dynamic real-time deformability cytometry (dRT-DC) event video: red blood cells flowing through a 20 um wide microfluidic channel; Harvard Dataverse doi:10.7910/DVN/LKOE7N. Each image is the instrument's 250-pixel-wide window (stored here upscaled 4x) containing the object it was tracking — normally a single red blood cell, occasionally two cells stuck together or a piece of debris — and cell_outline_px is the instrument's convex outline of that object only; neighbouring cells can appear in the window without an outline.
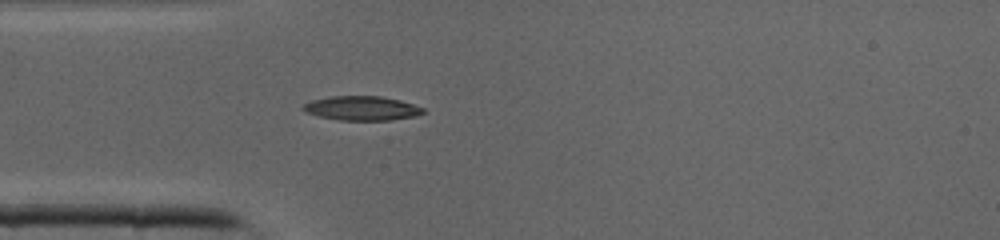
{"species": "common noctule bat (a hibernating species)", "species_latin": "Nyctalus noctula", "temperature_condition": "cold", "stored_images_in_passage": 31, "camera_frame_rate_fps": 3000, "um_per_image_px": 0.085, "animal": {"sex": "male", "body_mass_g": 19.0, "forearm_length_mm": 50.8}, "frame": {"image": 1, "passage_image": 1, "time_ms": 0.0, "image_size_px": [1000, 240], "cell_outline_px": [[424, 112], [416, 116], [392, 120], [340, 120], [320, 116], [304, 112], [300, 108], [304, 104], [312, 100], [332, 96], [380, 96], [400, 100], [424, 108]], "centroid_in_image_um": [30.74, 9.2], "position_along_channel_um": 54.3, "area_um2": 16.94}}
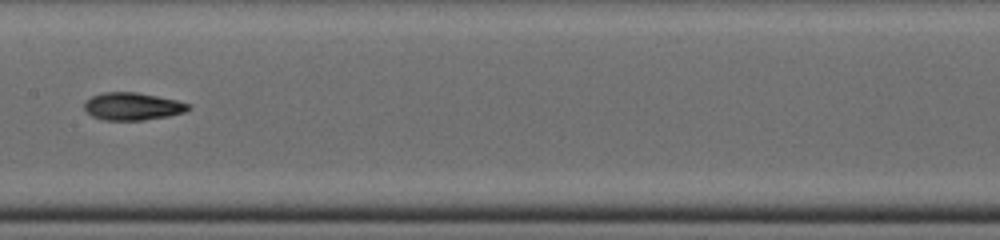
{"frame": {"image": 2, "passage_image": 10, "time_ms": 3.0, "image_size_px": [1000, 240], "cell_outline_px": [[192, 108], [184, 112], [168, 116], [144, 120], [104, 120], [92, 116], [84, 108], [84, 100], [100, 92], [136, 92], [176, 100], [192, 104]], "centroid_in_image_um": [11.26, 9.03], "position_along_channel_um": 196.1, "area_um2": 16.82}}
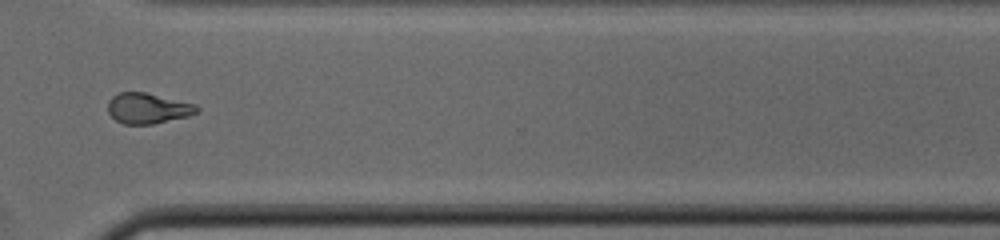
{"frame": {"image": 3, "passage_image": 20, "time_ms": 6.333, "image_size_px": [1000, 240], "cell_outline_px": [[200, 112], [188, 116], [152, 124], [124, 124], [116, 120], [108, 112], [108, 100], [112, 96], [120, 92], [144, 92], [196, 104], [200, 108]], "centroid_in_image_um": [12.58, 9.2], "position_along_channel_um": 358.0, "area_um2": 15.84}}